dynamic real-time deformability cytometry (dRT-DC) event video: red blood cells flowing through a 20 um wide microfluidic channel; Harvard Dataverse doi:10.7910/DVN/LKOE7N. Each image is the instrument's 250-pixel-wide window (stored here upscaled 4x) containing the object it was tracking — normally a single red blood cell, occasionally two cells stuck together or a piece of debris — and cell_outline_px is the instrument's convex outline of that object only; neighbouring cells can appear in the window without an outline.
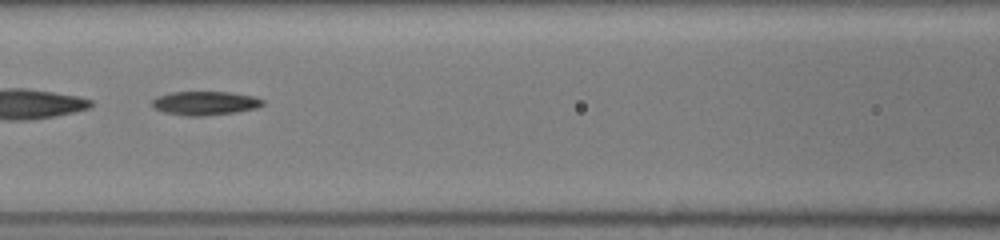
{"species": "common noctule bat (a hibernating species)", "species_latin": "Nyctalus noctula", "temperature_condition": "room temperature", "stored_images_in_passage": 45, "segment_of_instrument_passage": [2, 2], "camera_frame_rate_fps": 3000, "um_per_image_px": 0.085, "animal": {"sex": "female", "body_mass_g": 19.5, "forearm_length_mm": 54.1}, "frame": {"image": 1, "passage_image": 22, "time_ms": 7.0, "image_size_px": [1000, 240], "cell_outline_px": [[264, 104], [256, 108], [236, 112], [204, 116], [184, 116], [164, 112], [152, 108], [148, 104], [156, 96], [172, 92], [228, 92], [256, 96], [264, 100]], "centroid_in_image_um": [17.38, 8.77], "position_along_channel_um": 149.2, "area_um2": 15.66}}
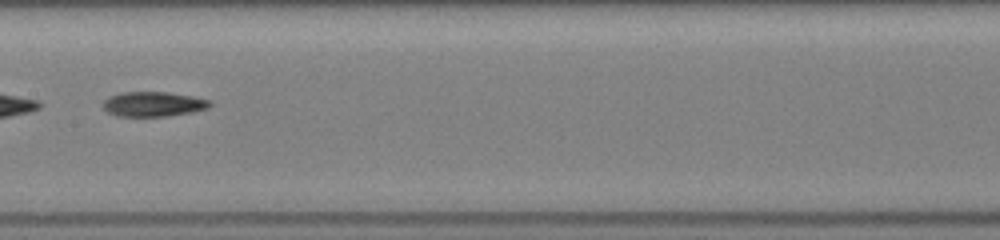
{"frame": {"image": 2, "passage_image": 25, "time_ms": 8.0, "image_size_px": [1000, 240], "cell_outline_px": [[212, 104], [208, 108], [192, 112], [164, 116], [116, 116], [108, 112], [104, 108], [104, 100], [108, 96], [120, 92], [168, 92], [192, 96], [212, 100]], "centroid_in_image_um": [13.04, 8.84], "position_along_channel_um": 194.4, "area_um2": 15.49}}
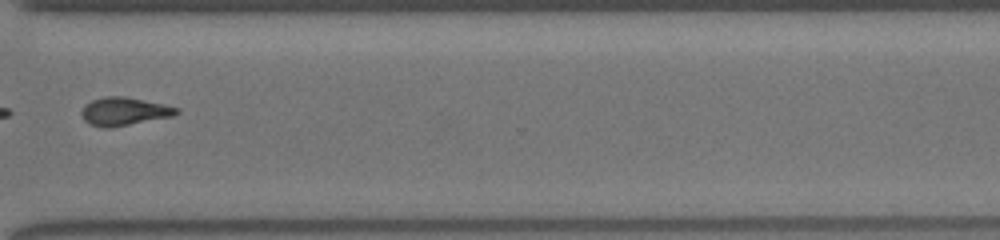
{"frame": {"image": 3, "passage_image": 36, "time_ms": 11.667, "image_size_px": [1000, 240], "cell_outline_px": [[180, 112], [172, 116], [112, 128], [104, 128], [88, 124], [80, 116], [80, 112], [84, 104], [92, 100], [104, 96], [124, 96], [164, 104], [180, 108]], "centroid_in_image_um": [10.51, 9.47], "position_along_channel_um": 360.1, "area_um2": 15.84}}